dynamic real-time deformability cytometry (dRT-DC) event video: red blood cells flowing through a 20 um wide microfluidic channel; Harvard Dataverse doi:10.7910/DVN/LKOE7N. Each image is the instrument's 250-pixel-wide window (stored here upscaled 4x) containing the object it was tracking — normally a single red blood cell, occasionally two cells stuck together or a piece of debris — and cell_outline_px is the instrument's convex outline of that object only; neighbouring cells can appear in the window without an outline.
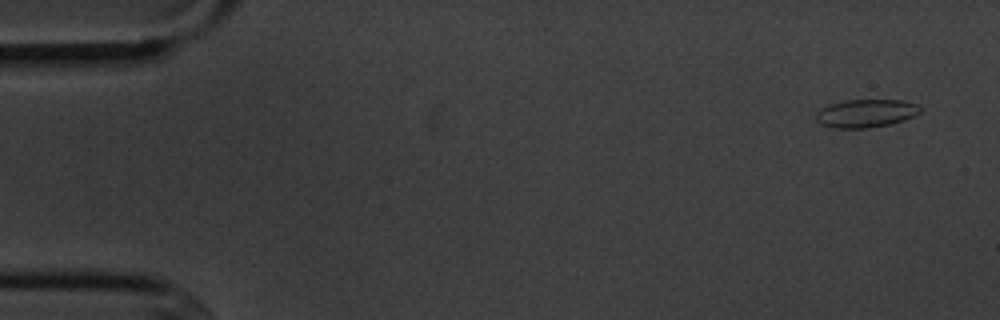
{"species": "common noctule bat (a hibernating species)", "species_latin": "Nyctalus noctula", "temperature_condition": "cold", "stored_images_in_passage": 6, "camera_frame_rate_fps": 3000, "um_per_image_px": 0.085, "animal": {"sex": "male", "body_mass_g": 20.1, "forearm_length_mm": 53.5}, "frame": {"image": 1, "passage_image": 1, "time_ms": 0.0, "image_size_px": [1000, 320], "cell_outline_px": [[920, 112], [904, 120], [892, 124], [868, 128], [836, 128], [820, 124], [816, 120], [816, 112], [828, 104], [848, 100], [904, 100], [916, 104], [920, 108]], "centroid_in_image_um": [73.58, 9.63], "position_along_channel_um": 11.4, "area_um2": 17.05}}
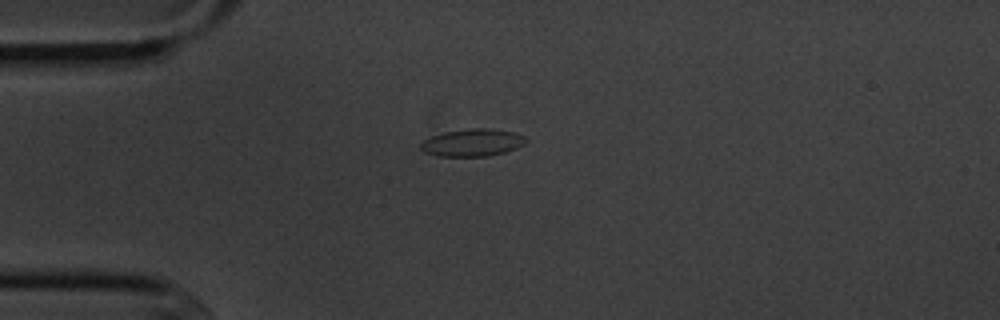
{"frame": {"image": 2, "passage_image": 4, "time_ms": 3.667, "image_size_px": [1000, 320], "cell_outline_px": [[528, 140], [524, 144], [516, 148], [504, 152], [488, 156], [436, 156], [424, 152], [420, 148], [420, 144], [424, 140], [432, 136], [444, 132], [472, 128], [492, 128], [516, 132], [524, 136]], "centroid_in_image_um": [40.17, 12.11], "position_along_channel_um": 44.8, "area_um2": 16.88}}